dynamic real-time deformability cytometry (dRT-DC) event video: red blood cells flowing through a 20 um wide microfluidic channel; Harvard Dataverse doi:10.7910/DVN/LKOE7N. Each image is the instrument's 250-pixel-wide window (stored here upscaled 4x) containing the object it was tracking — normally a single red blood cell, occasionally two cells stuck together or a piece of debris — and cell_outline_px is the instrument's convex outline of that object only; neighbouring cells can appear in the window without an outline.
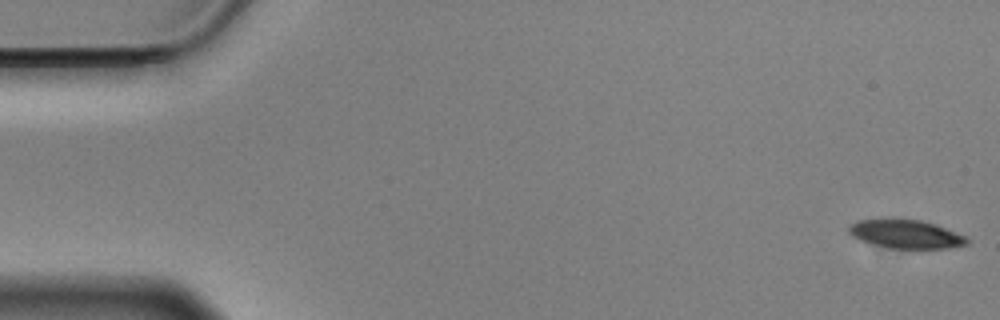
{"species": "Egyptian fruit bat (a non-hibernating species)", "species_latin": "Rousettus aegyptiacus", "temperature_condition": "cold", "stored_images_in_passage": 57, "camera_frame_rate_fps": 3000, "um_per_image_px": 0.085, "animal": {"sex": "male"}, "frame": {"image": 1, "passage_image": 1, "time_ms": 0.0, "image_size_px": [1000, 320], "cell_outline_px": [[968, 244], [948, 248], [888, 248], [872, 244], [860, 240], [852, 236], [848, 232], [848, 228], [852, 224], [860, 220], [888, 216], [892, 216], [920, 220], [936, 224], [964, 236], [968, 240]], "centroid_in_image_um": [76.93, 19.85], "position_along_channel_um": 8.1, "area_um2": 20.11}}
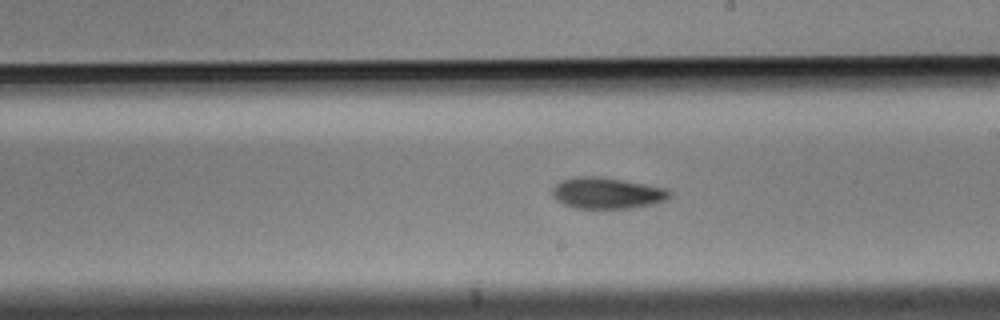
{"frame": {"image": 2, "passage_image": 32, "time_ms": 10.333, "image_size_px": [1000, 320], "cell_outline_px": [[672, 196], [668, 200], [656, 204], [632, 208], [576, 208], [564, 204], [556, 200], [552, 196], [552, 188], [560, 180], [576, 176], [600, 176], [668, 188], [672, 192]], "centroid_in_image_um": [51.64, 16.41], "position_along_channel_um": 237.4, "area_um2": 21.73}}
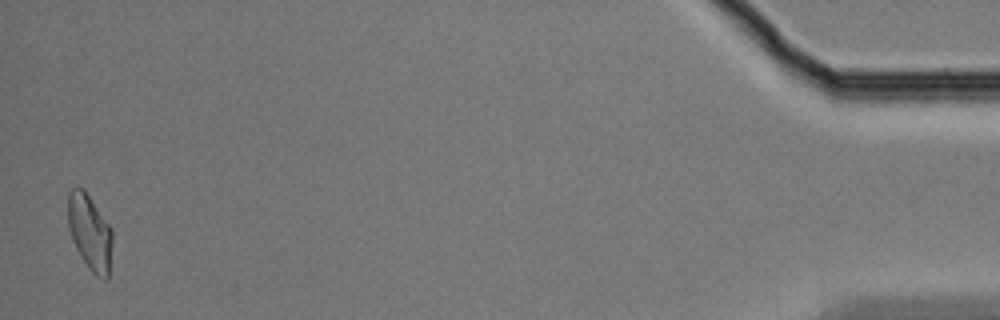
{"frame": {"image": 3, "passage_image": 56, "time_ms": 18.333, "image_size_px": [1000, 320], "cell_outline_px": [[112, 240], [108, 276], [104, 280], [96, 276], [88, 268], [80, 256], [72, 240], [68, 228], [68, 192], [76, 184], [84, 188], [112, 228]], "centroid_in_image_um": [7.62, 19.7], "position_along_channel_um": 427.6, "area_um2": 19.83}, "authors_computed_cell_mechanics": {"area_um2": 20.8658, "velocity_mm_per_s": 3.5152, "shape_relaxation_time_tau1_ms": 5.9965, "shape_relaxation_time_tau2_ms": null, "deformation_change_tau1": 0.1354, "deformation_change_tau2": null}}